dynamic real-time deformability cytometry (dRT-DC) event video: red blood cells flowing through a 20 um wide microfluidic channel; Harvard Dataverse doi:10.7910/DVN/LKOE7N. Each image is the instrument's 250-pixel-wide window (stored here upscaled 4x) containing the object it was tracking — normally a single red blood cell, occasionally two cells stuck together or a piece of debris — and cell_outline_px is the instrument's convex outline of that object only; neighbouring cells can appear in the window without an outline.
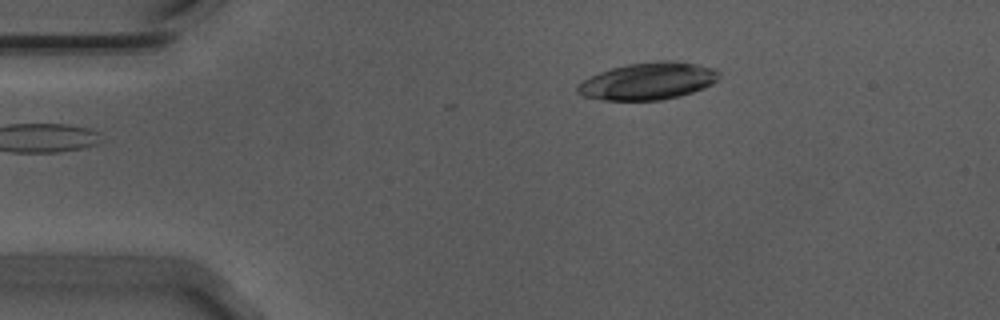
{"species": "Egyptian fruit bat (a non-hibernating species)", "species_latin": "Rousettus aegyptiacus", "temperature_condition": "warm", "stored_images_in_passage": 40, "camera_frame_rate_fps": 3000, "um_per_image_px": 0.085, "animal": {"sex": "male"}, "frame": {"image": 1, "passage_image": 1, "time_ms": 0.0, "image_size_px": [1000, 320], "cell_outline_px": [[720, 76], [712, 84], [704, 88], [680, 96], [660, 100], [604, 100], [584, 96], [576, 92], [576, 88], [584, 80], [600, 72], [612, 68], [628, 64], [660, 60], [676, 60], [716, 68], [720, 72]], "centroid_in_image_um": [55.13, 6.88], "position_along_channel_um": 29.9, "area_um2": 30.63}}
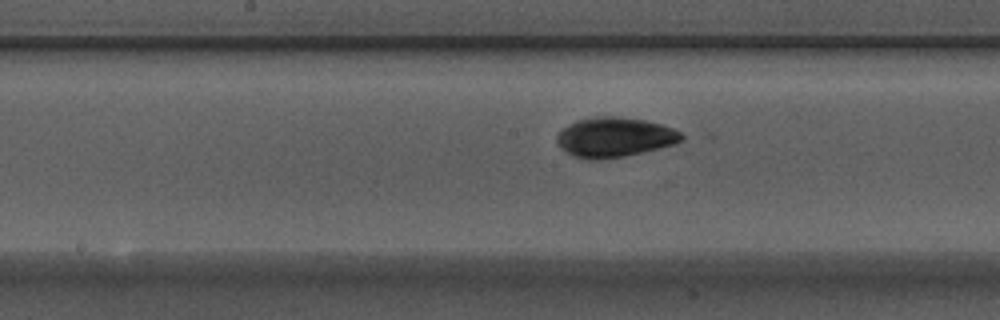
{"frame": {"image": 2, "passage_image": 19, "time_ms": 6.0, "image_size_px": [1000, 320], "cell_outline_px": [[684, 140], [672, 144], [624, 156], [596, 160], [588, 160], [572, 156], [560, 148], [556, 140], [556, 136], [568, 124], [576, 120], [596, 116], [612, 116], [644, 120], [660, 124], [672, 128], [680, 132], [684, 136]], "centroid_in_image_um": [52.19, 11.66], "position_along_channel_um": 196.0, "area_um2": 28.67}}
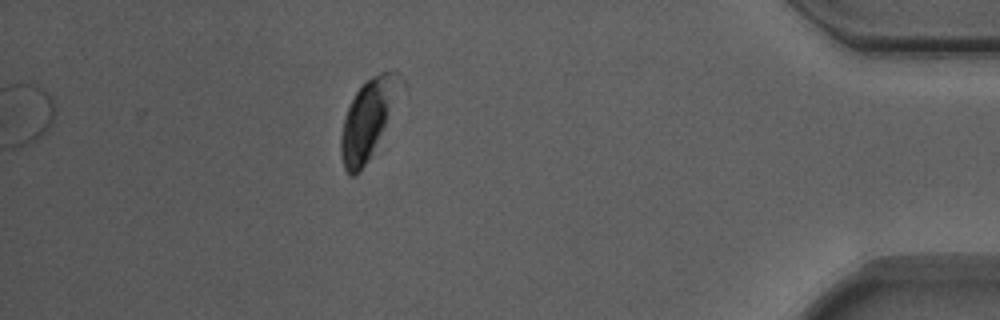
{"frame": {"image": 3, "passage_image": 40, "time_ms": 13.0, "image_size_px": [1000, 320], "cell_outline_px": [[408, 92], [372, 156], [360, 172], [356, 176], [352, 176], [344, 168], [340, 152], [340, 140], [344, 116], [356, 92], [372, 76], [380, 72], [400, 72], [408, 88]], "centroid_in_image_um": [31.46, 10.07], "position_along_channel_um": 403.7, "area_um2": 29.42}, "authors_computed_cell_mechanics": {"area_um2": 29.189, "velocity_mm_per_s": 3.6683, "shape_relaxation_time_tau1_ms": 5.7471, "shape_relaxation_time_tau2_ms": 2.3526, "deformation_change_tau1": 0.3142, "deformation_change_tau2": 0.0468}}